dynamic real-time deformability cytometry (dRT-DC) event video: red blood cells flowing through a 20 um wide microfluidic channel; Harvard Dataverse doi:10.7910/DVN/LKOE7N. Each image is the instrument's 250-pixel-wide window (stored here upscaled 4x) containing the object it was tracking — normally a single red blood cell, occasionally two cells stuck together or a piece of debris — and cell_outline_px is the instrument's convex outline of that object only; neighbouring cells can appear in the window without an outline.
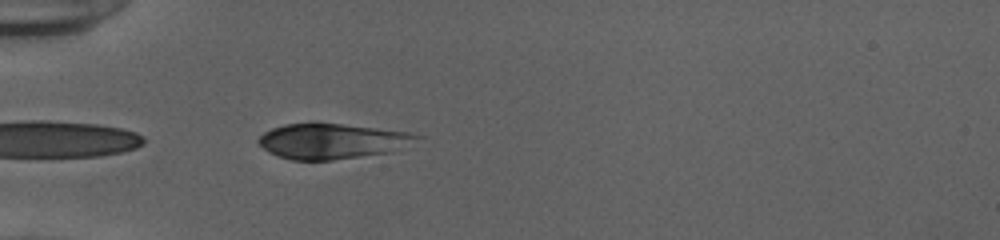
{"species": "human", "species_latin": "Homo sapiens", "temperature_condition": "cold", "stored_images_in_passage": 37, "camera_frame_rate_fps": 3000, "um_per_image_px": 0.085, "donor": {"sex": "female"}, "frame": {"image": 1, "passage_image": 1, "time_ms": 0.0, "image_size_px": [1000, 240], "cell_outline_px": [[424, 136], [392, 152], [332, 160], [292, 160], [276, 156], [268, 152], [256, 140], [264, 132], [272, 128], [284, 124], [340, 124], [376, 128], [408, 132]], "centroid_in_image_um": [28.19, 12.01], "position_along_channel_um": 56.8, "area_um2": 32.19}}
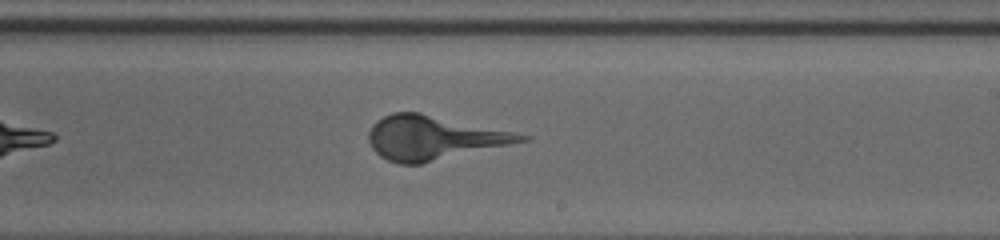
{"frame": {"image": 2, "passage_image": 17, "time_ms": 5.333, "image_size_px": [1000, 240], "cell_outline_px": [[532, 136], [528, 140], [420, 164], [400, 164], [388, 160], [380, 156], [372, 148], [368, 140], [368, 132], [372, 124], [376, 120], [392, 112], [420, 112]], "centroid_in_image_um": [36.79, 11.7], "position_along_channel_um": 252.2, "area_um2": 38.78}}
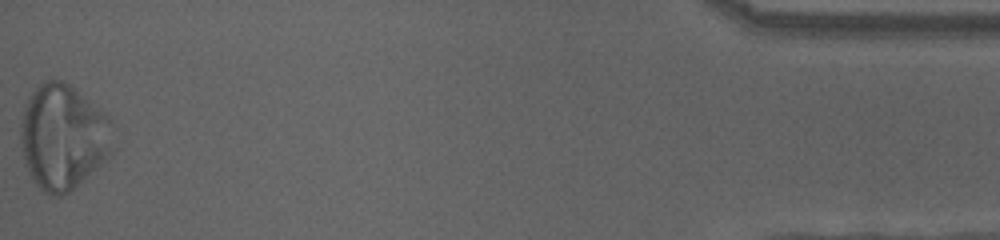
{"frame": {"image": 3, "passage_image": 37, "time_ms": 12.0, "image_size_px": [1000, 240], "cell_outline_px": [[112, 152], [96, 168], [68, 192], [60, 196], [52, 196], [44, 192], [32, 180], [24, 164], [20, 144], [20, 124], [24, 108], [28, 96], [44, 80], [60, 80], [68, 84], [108, 116], [112, 120]], "centroid_in_image_um": [5.32, 11.65], "position_along_channel_um": 429.9, "area_um2": 56.41}}